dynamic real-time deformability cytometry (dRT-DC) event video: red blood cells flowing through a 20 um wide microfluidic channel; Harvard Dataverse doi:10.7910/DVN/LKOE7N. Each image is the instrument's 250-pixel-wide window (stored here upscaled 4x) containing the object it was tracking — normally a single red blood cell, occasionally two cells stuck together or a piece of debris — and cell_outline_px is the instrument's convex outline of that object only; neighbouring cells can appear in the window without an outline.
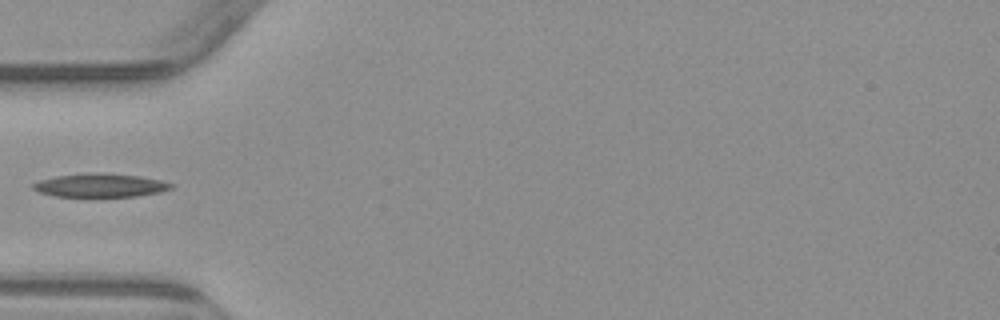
{"species": "common noctule bat (a hibernating species)", "species_latin": "Nyctalus noctula", "temperature_condition": "warm", "stored_images_in_passage": 4, "camera_frame_rate_fps": 3000, "um_per_image_px": 0.085, "animal": {"sex": "male", "body_mass_g": 23.1, "forearm_length_mm": 52.7}, "frame": {"image": 1, "passage_image": 4, "time_ms": 4.0, "image_size_px": [1000, 320], "cell_outline_px": [[176, 184], [172, 188], [160, 192], [136, 196], [52, 196], [40, 192], [32, 188], [32, 184], [40, 180], [56, 176], [88, 172], [140, 176], [160, 180]], "centroid_in_image_um": [8.53, 15.75], "position_along_channel_um": 76.5, "area_um2": 18.79}}